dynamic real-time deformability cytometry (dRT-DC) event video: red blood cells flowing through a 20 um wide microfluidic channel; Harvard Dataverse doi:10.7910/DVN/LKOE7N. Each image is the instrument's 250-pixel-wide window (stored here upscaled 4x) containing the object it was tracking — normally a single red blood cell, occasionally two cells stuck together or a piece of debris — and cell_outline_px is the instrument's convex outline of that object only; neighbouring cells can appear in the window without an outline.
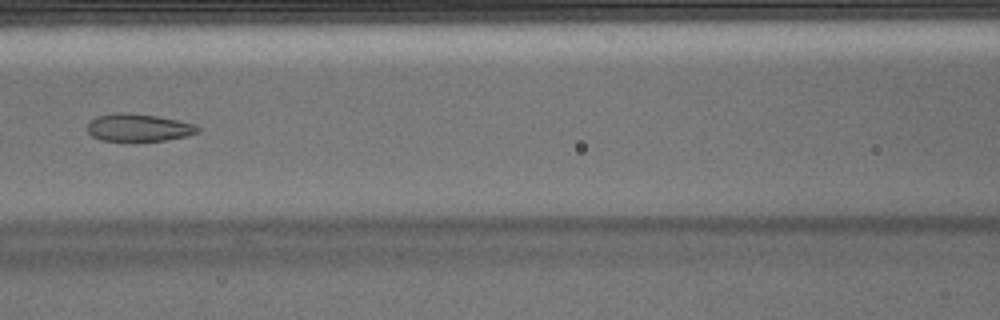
{"species": "Egyptian fruit bat (a non-hibernating species)", "species_latin": "Rousettus aegyptiacus", "temperature_condition": "warm", "stored_images_in_passage": 6, "camera_frame_rate_fps": 3000, "um_per_image_px": 0.085, "animal": {"sex": "male"}, "frame": {"image": 1, "passage_image": 6, "time_ms": 1.667, "image_size_px": [1000, 320], "cell_outline_px": [[200, 132], [188, 136], [164, 140], [100, 140], [92, 136], [88, 132], [88, 124], [96, 116], [128, 112], [156, 116], [196, 124], [200, 128]], "centroid_in_image_um": [11.82, 10.84], "position_along_channel_um": 154.8, "area_um2": 17.46}}